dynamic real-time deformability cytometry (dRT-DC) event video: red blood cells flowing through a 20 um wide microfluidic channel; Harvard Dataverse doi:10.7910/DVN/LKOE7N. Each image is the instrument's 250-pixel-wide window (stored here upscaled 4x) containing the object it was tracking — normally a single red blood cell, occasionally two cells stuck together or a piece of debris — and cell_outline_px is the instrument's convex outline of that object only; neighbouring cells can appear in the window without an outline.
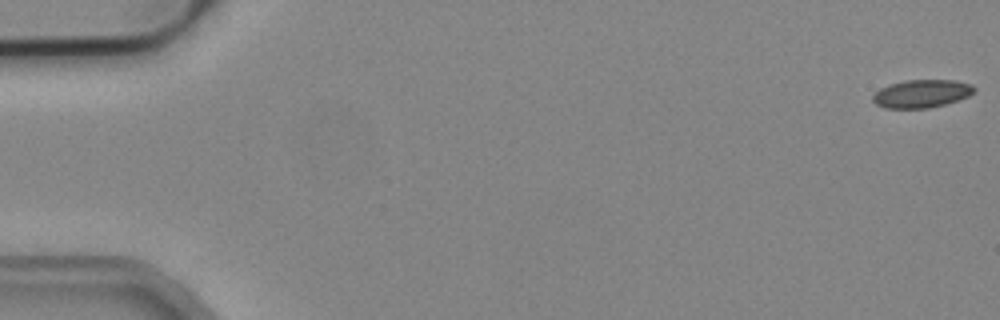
{"species": "common noctule bat (a hibernating species)", "species_latin": "Nyctalus noctula", "temperature_condition": "cold", "stored_images_in_passage": 4, "camera_frame_rate_fps": 3000, "um_per_image_px": 0.085, "animal": {"sex": "male", "body_mass_g": 19.2, "forearm_length_mm": 51.8}, "frame": {"image": 1, "passage_image": 1, "time_ms": 0.0, "image_size_px": [1000, 320], "cell_outline_px": [[976, 92], [968, 96], [944, 104], [928, 108], [884, 108], [876, 104], [872, 100], [872, 96], [880, 88], [888, 84], [904, 80], [956, 80], [972, 84], [976, 88]], "centroid_in_image_um": [78.34, 7.95], "position_along_channel_um": 6.7, "area_um2": 16.65}}